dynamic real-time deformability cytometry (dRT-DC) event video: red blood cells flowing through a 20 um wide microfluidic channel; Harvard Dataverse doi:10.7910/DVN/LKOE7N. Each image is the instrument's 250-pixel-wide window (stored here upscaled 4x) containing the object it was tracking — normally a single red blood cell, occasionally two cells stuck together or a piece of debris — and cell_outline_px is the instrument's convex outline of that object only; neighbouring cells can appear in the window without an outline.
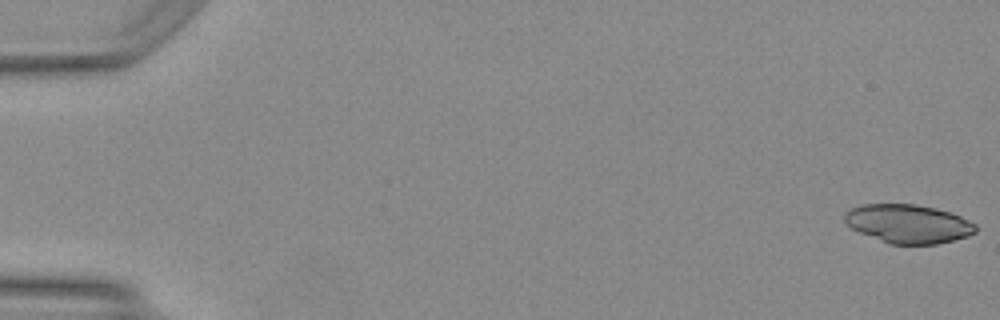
{"species": "Egyptian fruit bat (a non-hibernating species)", "species_latin": "Rousettus aegyptiacus", "temperature_condition": "warm", "stored_images_in_passage": 40, "camera_frame_rate_fps": 3000, "um_per_image_px": 0.085, "animal": {"sex": "female"}, "frame": {"image": 1, "passage_image": 1, "time_ms": 0.0, "image_size_px": [1000, 320], "cell_outline_px": [[976, 232], [968, 236], [936, 244], [888, 244], [860, 232], [852, 228], [844, 220], [844, 212], [852, 208], [864, 204], [916, 204], [936, 208], [960, 216], [976, 224]], "centroid_in_image_um": [77.2, 19.02], "position_along_channel_um": 7.8, "area_um2": 29.42}}
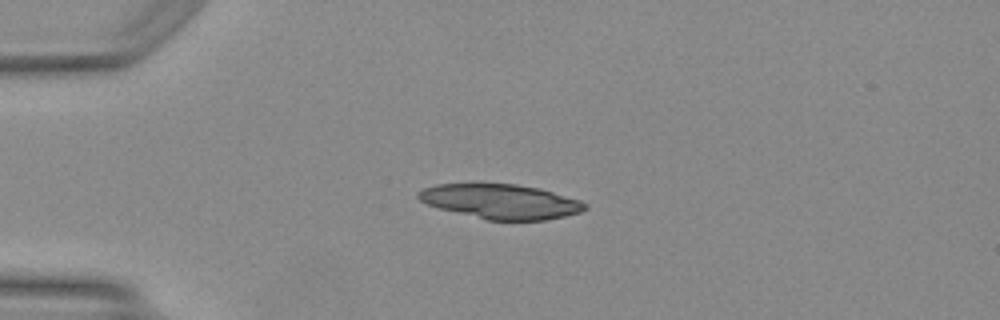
{"frame": {"image": 2, "passage_image": 13, "time_ms": 4.0, "image_size_px": [1000, 320], "cell_outline_px": [[588, 208], [580, 212], [564, 216], [544, 220], [488, 220], [440, 208], [428, 204], [420, 200], [416, 196], [416, 192], [424, 188], [436, 184], [516, 184], [540, 188], [580, 200], [588, 204]], "centroid_in_image_um": [42.59, 17.12], "position_along_channel_um": 42.4, "area_um2": 33.41}}
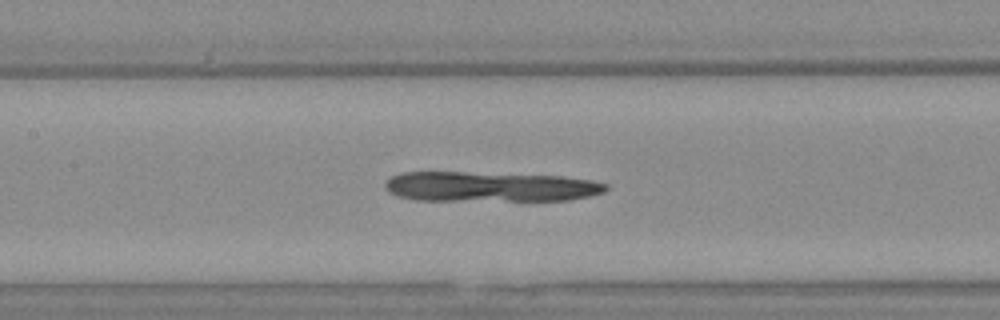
{"frame": {"image": 3, "passage_image": 24, "time_ms": 7.667, "image_size_px": [1000, 320], "cell_outline_px": [[608, 188], [604, 192], [588, 196], [568, 200], [416, 200], [400, 196], [388, 192], [384, 188], [384, 184], [392, 176], [400, 172], [464, 172], [560, 176], [592, 180], [608, 184]], "centroid_in_image_um": [41.64, 15.86], "position_along_channel_um": 165.8, "area_um2": 38.49}}